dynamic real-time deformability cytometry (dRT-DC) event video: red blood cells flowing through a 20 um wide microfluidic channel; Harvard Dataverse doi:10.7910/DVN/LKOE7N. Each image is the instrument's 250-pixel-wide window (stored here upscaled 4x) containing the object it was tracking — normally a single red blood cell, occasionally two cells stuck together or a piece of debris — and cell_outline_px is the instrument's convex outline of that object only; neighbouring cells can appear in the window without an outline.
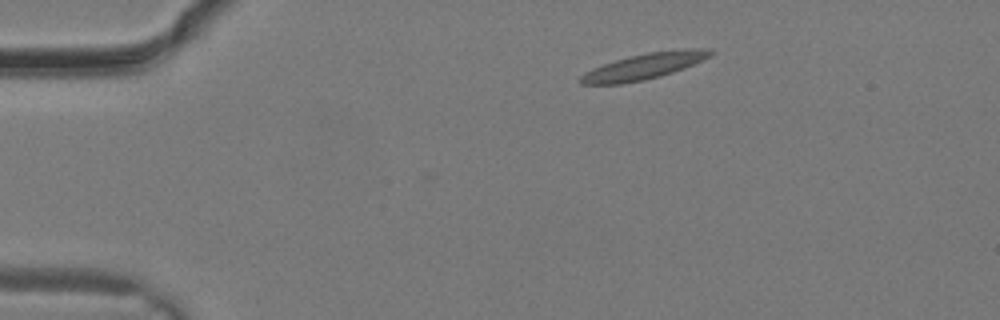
{"species": "common noctule bat (a hibernating species)", "species_latin": "Nyctalus noctula", "temperature_condition": "warm", "stored_images_in_passage": 11, "camera_frame_rate_fps": 3000, "um_per_image_px": 0.085, "animal": {"sex": "male", "body_mass_g": 19.2, "forearm_length_mm": 51.8}, "frame": {"image": 1, "passage_image": 1, "time_ms": 0.0, "image_size_px": [1000, 320], "cell_outline_px": [[716, 52], [684, 68], [660, 76], [644, 80], [620, 84], [580, 84], [580, 76], [584, 72], [592, 68], [628, 56], [648, 52], [676, 48], [712, 48]], "centroid_in_image_um": [54.76, 5.61], "position_along_channel_um": 30.2, "area_um2": 19.71}}
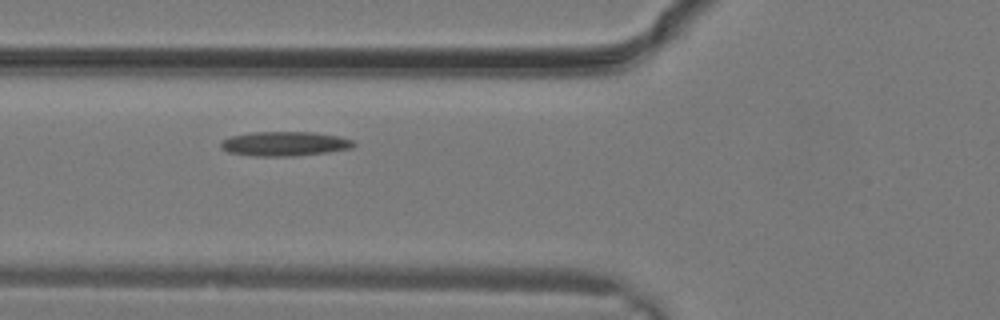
{"frame": {"image": 2, "passage_image": 7, "time_ms": 2.0, "image_size_px": [1000, 320], "cell_outline_px": [[356, 144], [352, 148], [328, 152], [292, 156], [252, 156], [228, 152], [220, 148], [220, 144], [224, 140], [232, 136], [252, 132], [312, 132], [340, 136], [352, 140]], "centroid_in_image_um": [24.2, 12.22], "position_along_channel_um": 101.6, "area_um2": 18.9}}
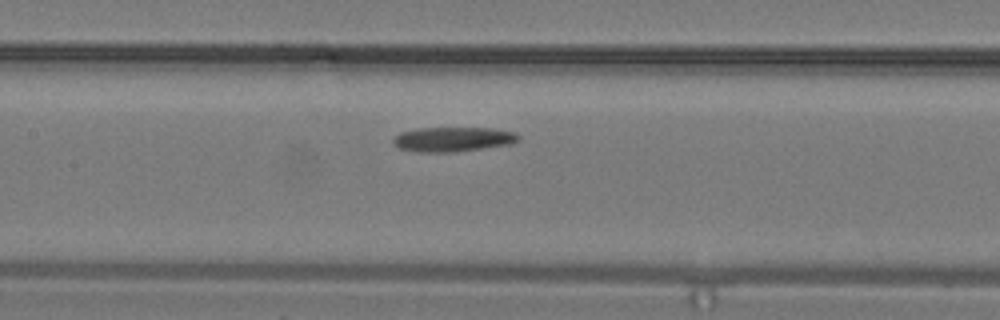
{"frame": {"image": 3, "passage_image": 10, "time_ms": 3.0, "image_size_px": [1000, 320], "cell_outline_px": [[520, 140], [512, 144], [452, 152], [420, 152], [400, 148], [392, 144], [392, 140], [400, 132], [416, 128], [492, 128], [516, 132], [520, 136]], "centroid_in_image_um": [38.52, 11.83], "position_along_channel_um": 168.9, "area_um2": 18.03}}